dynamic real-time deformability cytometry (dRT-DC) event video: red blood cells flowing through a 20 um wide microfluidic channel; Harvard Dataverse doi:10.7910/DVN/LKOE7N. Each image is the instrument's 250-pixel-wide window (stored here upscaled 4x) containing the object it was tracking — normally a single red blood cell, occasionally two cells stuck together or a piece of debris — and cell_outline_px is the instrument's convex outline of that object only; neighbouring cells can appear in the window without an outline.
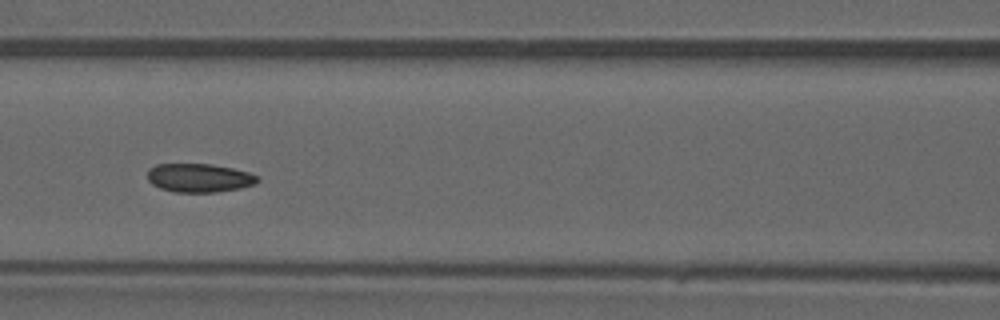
{"species": "common noctule bat (a hibernating species)", "species_latin": "Nyctalus noctula", "temperature_condition": "warm", "stored_images_in_passage": 45, "camera_frame_rate_fps": 3000, "um_per_image_px": 0.085, "animal": {"sex": "male", "forearm_length_mm": 52.5}, "frame": {"image": 1, "passage_image": 20, "time_ms": 6.333, "image_size_px": [1000, 320], "cell_outline_px": [[260, 180], [256, 184], [240, 188], [216, 192], [176, 192], [160, 188], [152, 184], [148, 180], [148, 168], [156, 164], [212, 164], [232, 168], [248, 172], [260, 176]], "centroid_in_image_um": [16.95, 15.11], "position_along_channel_um": 149.6, "area_um2": 18.5}}